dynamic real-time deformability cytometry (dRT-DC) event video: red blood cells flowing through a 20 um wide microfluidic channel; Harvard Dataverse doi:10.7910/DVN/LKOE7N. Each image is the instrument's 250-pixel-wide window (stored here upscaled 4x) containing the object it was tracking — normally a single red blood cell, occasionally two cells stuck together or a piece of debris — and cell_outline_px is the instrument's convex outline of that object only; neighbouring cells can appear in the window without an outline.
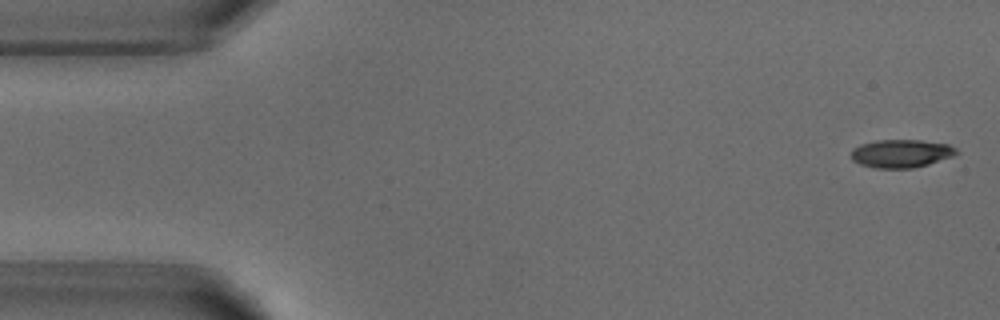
{"species": "common noctule bat (a hibernating species)", "species_latin": "Nyctalus noctula", "temperature_condition": "warm", "stored_images_in_passage": 4, "camera_frame_rate_fps": 3000, "um_per_image_px": 0.085, "animal": {"sex": "male", "body_mass_g": 18.8}, "frame": {"image": 1, "passage_image": 1, "time_ms": 0.0, "image_size_px": [1000, 320], "cell_outline_px": [[960, 152], [952, 156], [928, 164], [912, 168], [876, 168], [860, 164], [852, 160], [852, 148], [860, 144], [876, 140], [920, 140], [948, 144], [956, 148]], "centroid_in_image_um": [76.59, 13.04], "position_along_channel_um": 8.4, "area_um2": 17.22}}
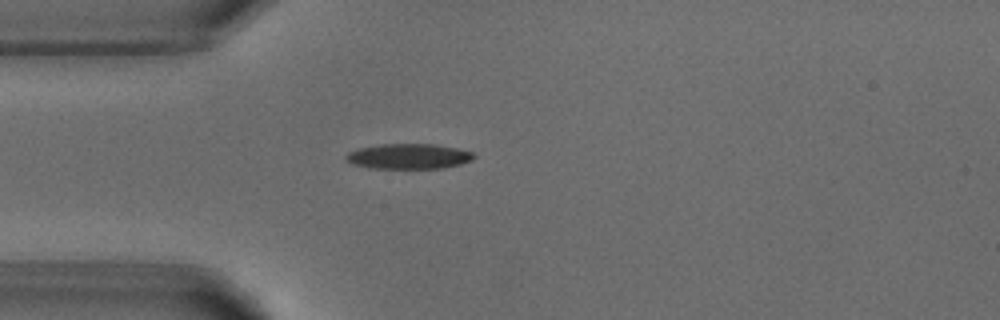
{"frame": {"image": 2, "passage_image": 4, "time_ms": 4.0, "image_size_px": [1000, 320], "cell_outline_px": [[476, 156], [472, 160], [460, 164], [444, 168], [368, 168], [352, 164], [344, 156], [348, 152], [360, 148], [384, 144], [432, 144], [456, 148], [472, 152]], "centroid_in_image_um": [34.74, 13.29], "position_along_channel_um": 50.3, "area_um2": 18.67}}